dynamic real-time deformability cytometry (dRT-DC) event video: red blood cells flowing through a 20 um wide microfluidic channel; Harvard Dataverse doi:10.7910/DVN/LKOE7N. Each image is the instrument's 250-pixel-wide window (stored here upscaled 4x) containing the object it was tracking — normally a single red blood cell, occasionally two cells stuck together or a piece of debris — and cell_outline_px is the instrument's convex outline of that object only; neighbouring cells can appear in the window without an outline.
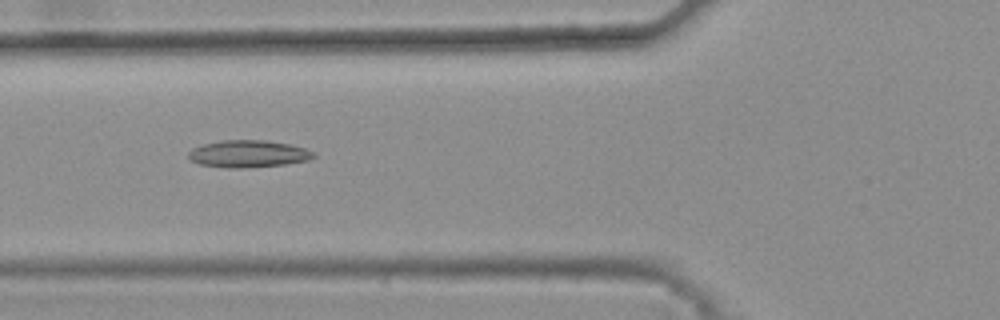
{"species": "common noctule bat (a hibernating species)", "species_latin": "Nyctalus noctula", "temperature_condition": "warm", "stored_images_in_passage": 32, "camera_frame_rate_fps": 3000, "um_per_image_px": 0.085, "animal": {"sex": "female", "body_mass_g": 25.1}, "frame": {"image": 1, "passage_image": 5, "time_ms": 1.333, "image_size_px": [1000, 320], "cell_outline_px": [[316, 156], [308, 160], [284, 164], [244, 168], [228, 168], [200, 164], [192, 160], [188, 156], [188, 152], [192, 148], [204, 144], [224, 140], [264, 140], [288, 144], [304, 148], [316, 152]], "centroid_in_image_um": [21.11, 13.07], "position_along_channel_um": 104.7, "area_um2": 19.65}}
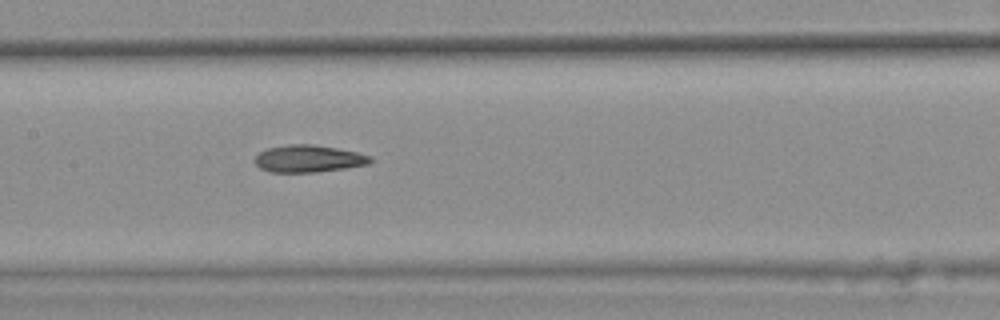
{"frame": {"image": 2, "passage_image": 11, "time_ms": 3.333, "image_size_px": [1000, 320], "cell_outline_px": [[372, 160], [368, 164], [344, 168], [316, 172], [268, 172], [260, 168], [252, 160], [260, 152], [268, 148], [292, 144], [312, 144], [336, 148], [356, 152], [372, 156]], "centroid_in_image_um": [26.2, 13.49], "position_along_channel_um": 181.2, "area_um2": 18.21}}
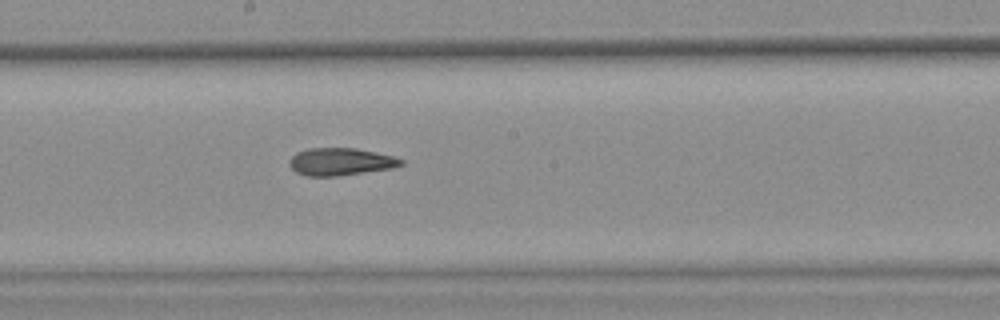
{"frame": {"image": 3, "passage_image": 14, "time_ms": 4.333, "image_size_px": [1000, 320], "cell_outline_px": [[404, 164], [392, 168], [336, 176], [308, 176], [296, 172], [288, 164], [288, 160], [296, 152], [308, 148], [356, 148], [392, 156], [404, 160]], "centroid_in_image_um": [28.91, 13.74], "position_along_channel_um": 219.3, "area_um2": 17.8}, "authors_computed_cell_mechanics": {"area_um2": 18.0625, "velocity_mm_per_s": 3.8173, "shape_relaxation_time_tau1_ms": null, "shape_relaxation_time_tau2_ms": 5.3585, "deformation_change_tau1": null, "deformation_change_tau2": 0.1646}}